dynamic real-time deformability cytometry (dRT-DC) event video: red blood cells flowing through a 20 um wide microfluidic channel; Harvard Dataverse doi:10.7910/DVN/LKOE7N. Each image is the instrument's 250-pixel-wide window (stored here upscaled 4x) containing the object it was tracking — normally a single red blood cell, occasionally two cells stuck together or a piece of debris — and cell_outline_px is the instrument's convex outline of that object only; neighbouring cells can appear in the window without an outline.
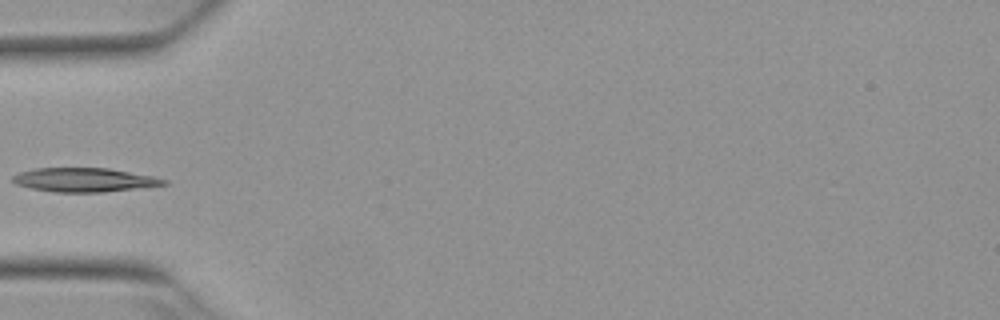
{"species": "Egyptian fruit bat (a non-hibernating species)", "species_latin": "Rousettus aegyptiacus", "temperature_condition": "warm", "stored_images_in_passage": 5, "camera_frame_rate_fps": 3000, "um_per_image_px": 0.085, "animal": {"sex": "female"}, "frame": {"image": 1, "passage_image": 4, "time_ms": 1.0, "image_size_px": [1000, 320], "cell_outline_px": [[168, 184], [104, 192], [52, 192], [32, 188], [16, 184], [12, 180], [12, 176], [20, 172], [36, 168], [108, 168], [156, 176], [168, 180]], "centroid_in_image_um": [7.19, 15.28], "position_along_channel_um": 77.8, "area_um2": 21.1}}
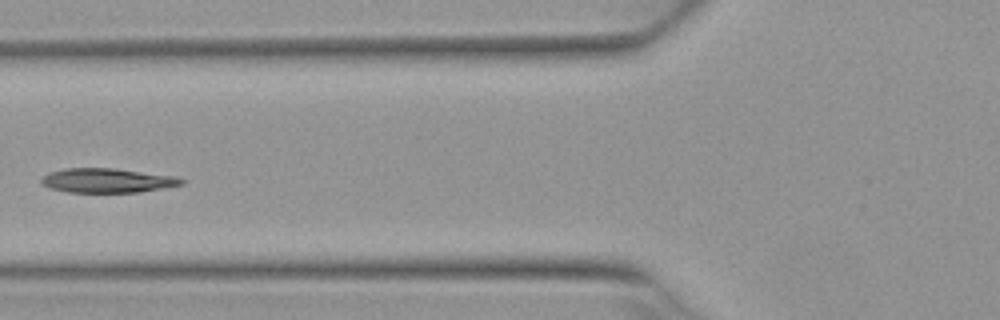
{"frame": {"image": 2, "passage_image": 5, "time_ms": 1.333, "image_size_px": [1000, 320], "cell_outline_px": [[184, 184], [140, 192], [68, 192], [48, 188], [40, 184], [40, 180], [44, 176], [52, 172], [64, 168], [116, 168], [176, 176], [184, 180]], "centroid_in_image_um": [9.11, 15.34], "position_along_channel_um": 116.7, "area_um2": 19.94}}